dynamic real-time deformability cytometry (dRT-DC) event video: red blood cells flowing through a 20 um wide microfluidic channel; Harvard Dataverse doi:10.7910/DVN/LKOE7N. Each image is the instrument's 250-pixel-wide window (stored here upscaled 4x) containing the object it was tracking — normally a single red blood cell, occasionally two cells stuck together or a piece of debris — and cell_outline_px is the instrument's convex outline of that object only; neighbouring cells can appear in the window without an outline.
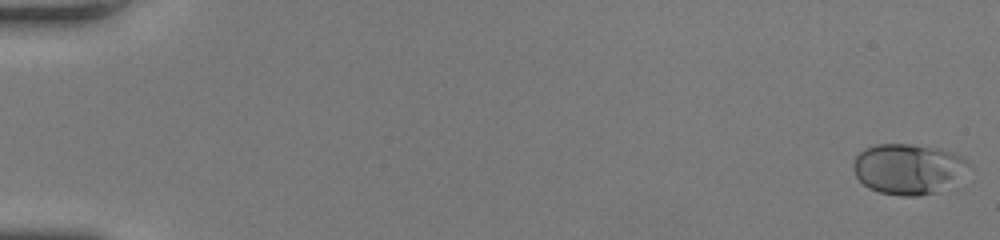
{"species": "human", "species_latin": "Homo sapiens", "temperature_condition": "room temperature", "stored_images_in_passage": 13, "camera_frame_rate_fps": 3000, "um_per_image_px": 0.085, "donor": {"sex": "female"}, "frame": {"image": 1, "passage_image": 1, "time_ms": 0.0, "image_size_px": [1000, 240], "cell_outline_px": [[968, 164], [936, 192], [920, 196], [900, 196], [880, 192], [868, 188], [856, 176], [852, 168], [852, 164], [856, 156], [864, 148], [876, 144], [908, 144], [940, 148], [956, 152]], "centroid_in_image_um": [77.05, 14.33], "position_along_channel_um": 7.9, "area_um2": 33.0}}